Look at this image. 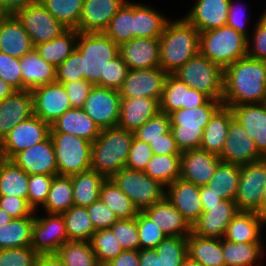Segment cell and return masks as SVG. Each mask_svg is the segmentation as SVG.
<instances>
[{"label": "cell", "instance_id": "obj_17", "mask_svg": "<svg viewBox=\"0 0 266 266\" xmlns=\"http://www.w3.org/2000/svg\"><path fill=\"white\" fill-rule=\"evenodd\" d=\"M219 158L224 163L237 165L249 164L264 159L256 148L253 139L235 118L229 124L227 138Z\"/></svg>", "mask_w": 266, "mask_h": 266}, {"label": "cell", "instance_id": "obj_75", "mask_svg": "<svg viewBox=\"0 0 266 266\" xmlns=\"http://www.w3.org/2000/svg\"><path fill=\"white\" fill-rule=\"evenodd\" d=\"M182 266H202L199 262L197 261H194L190 258H186L183 262V265Z\"/></svg>", "mask_w": 266, "mask_h": 266}, {"label": "cell", "instance_id": "obj_52", "mask_svg": "<svg viewBox=\"0 0 266 266\" xmlns=\"http://www.w3.org/2000/svg\"><path fill=\"white\" fill-rule=\"evenodd\" d=\"M171 130L170 117L159 112L134 132V137L142 142L151 144Z\"/></svg>", "mask_w": 266, "mask_h": 266}, {"label": "cell", "instance_id": "obj_72", "mask_svg": "<svg viewBox=\"0 0 266 266\" xmlns=\"http://www.w3.org/2000/svg\"><path fill=\"white\" fill-rule=\"evenodd\" d=\"M13 219L5 210L0 208V227L8 224Z\"/></svg>", "mask_w": 266, "mask_h": 266}, {"label": "cell", "instance_id": "obj_43", "mask_svg": "<svg viewBox=\"0 0 266 266\" xmlns=\"http://www.w3.org/2000/svg\"><path fill=\"white\" fill-rule=\"evenodd\" d=\"M34 216L13 219L0 227V250L30 247Z\"/></svg>", "mask_w": 266, "mask_h": 266}, {"label": "cell", "instance_id": "obj_62", "mask_svg": "<svg viewBox=\"0 0 266 266\" xmlns=\"http://www.w3.org/2000/svg\"><path fill=\"white\" fill-rule=\"evenodd\" d=\"M87 212L95 230L108 229L117 220V216L100 198L87 207Z\"/></svg>", "mask_w": 266, "mask_h": 266}, {"label": "cell", "instance_id": "obj_38", "mask_svg": "<svg viewBox=\"0 0 266 266\" xmlns=\"http://www.w3.org/2000/svg\"><path fill=\"white\" fill-rule=\"evenodd\" d=\"M77 37L76 29H67L51 41L35 45L34 49L43 60L57 68L76 49Z\"/></svg>", "mask_w": 266, "mask_h": 266}, {"label": "cell", "instance_id": "obj_32", "mask_svg": "<svg viewBox=\"0 0 266 266\" xmlns=\"http://www.w3.org/2000/svg\"><path fill=\"white\" fill-rule=\"evenodd\" d=\"M264 224L266 221L256 212L239 211L228 224L224 239L235 243H263Z\"/></svg>", "mask_w": 266, "mask_h": 266}, {"label": "cell", "instance_id": "obj_5", "mask_svg": "<svg viewBox=\"0 0 266 266\" xmlns=\"http://www.w3.org/2000/svg\"><path fill=\"white\" fill-rule=\"evenodd\" d=\"M199 53L223 69L247 57V37L232 27L200 32Z\"/></svg>", "mask_w": 266, "mask_h": 266}, {"label": "cell", "instance_id": "obj_61", "mask_svg": "<svg viewBox=\"0 0 266 266\" xmlns=\"http://www.w3.org/2000/svg\"><path fill=\"white\" fill-rule=\"evenodd\" d=\"M0 78L9 83L16 91H21L20 59L0 52Z\"/></svg>", "mask_w": 266, "mask_h": 266}, {"label": "cell", "instance_id": "obj_69", "mask_svg": "<svg viewBox=\"0 0 266 266\" xmlns=\"http://www.w3.org/2000/svg\"><path fill=\"white\" fill-rule=\"evenodd\" d=\"M38 0H4V9L10 14L14 15L17 11L28 7Z\"/></svg>", "mask_w": 266, "mask_h": 266}, {"label": "cell", "instance_id": "obj_25", "mask_svg": "<svg viewBox=\"0 0 266 266\" xmlns=\"http://www.w3.org/2000/svg\"><path fill=\"white\" fill-rule=\"evenodd\" d=\"M230 0H196L184 18L198 31H208L227 24Z\"/></svg>", "mask_w": 266, "mask_h": 266}, {"label": "cell", "instance_id": "obj_64", "mask_svg": "<svg viewBox=\"0 0 266 266\" xmlns=\"http://www.w3.org/2000/svg\"><path fill=\"white\" fill-rule=\"evenodd\" d=\"M72 108H82L93 84L87 80H77L63 84Z\"/></svg>", "mask_w": 266, "mask_h": 266}, {"label": "cell", "instance_id": "obj_76", "mask_svg": "<svg viewBox=\"0 0 266 266\" xmlns=\"http://www.w3.org/2000/svg\"><path fill=\"white\" fill-rule=\"evenodd\" d=\"M0 6L4 8V0H0Z\"/></svg>", "mask_w": 266, "mask_h": 266}, {"label": "cell", "instance_id": "obj_12", "mask_svg": "<svg viewBox=\"0 0 266 266\" xmlns=\"http://www.w3.org/2000/svg\"><path fill=\"white\" fill-rule=\"evenodd\" d=\"M50 125L36 115L17 124L0 143V158L10 160L16 153L44 141Z\"/></svg>", "mask_w": 266, "mask_h": 266}, {"label": "cell", "instance_id": "obj_7", "mask_svg": "<svg viewBox=\"0 0 266 266\" xmlns=\"http://www.w3.org/2000/svg\"><path fill=\"white\" fill-rule=\"evenodd\" d=\"M173 75L210 99L222 101L224 69L200 53L188 60Z\"/></svg>", "mask_w": 266, "mask_h": 266}, {"label": "cell", "instance_id": "obj_10", "mask_svg": "<svg viewBox=\"0 0 266 266\" xmlns=\"http://www.w3.org/2000/svg\"><path fill=\"white\" fill-rule=\"evenodd\" d=\"M14 16L28 33L34 46L49 42L68 29L39 1L17 11Z\"/></svg>", "mask_w": 266, "mask_h": 266}, {"label": "cell", "instance_id": "obj_56", "mask_svg": "<svg viewBox=\"0 0 266 266\" xmlns=\"http://www.w3.org/2000/svg\"><path fill=\"white\" fill-rule=\"evenodd\" d=\"M254 25L251 38H247V57L266 61V14L263 13Z\"/></svg>", "mask_w": 266, "mask_h": 266}, {"label": "cell", "instance_id": "obj_73", "mask_svg": "<svg viewBox=\"0 0 266 266\" xmlns=\"http://www.w3.org/2000/svg\"><path fill=\"white\" fill-rule=\"evenodd\" d=\"M260 216L266 221V186L264 187L262 202L260 205Z\"/></svg>", "mask_w": 266, "mask_h": 266}, {"label": "cell", "instance_id": "obj_59", "mask_svg": "<svg viewBox=\"0 0 266 266\" xmlns=\"http://www.w3.org/2000/svg\"><path fill=\"white\" fill-rule=\"evenodd\" d=\"M37 258L31 246L0 250V266H35Z\"/></svg>", "mask_w": 266, "mask_h": 266}, {"label": "cell", "instance_id": "obj_21", "mask_svg": "<svg viewBox=\"0 0 266 266\" xmlns=\"http://www.w3.org/2000/svg\"><path fill=\"white\" fill-rule=\"evenodd\" d=\"M220 162L219 156L201 149L183 151L181 153L180 179L197 186H205Z\"/></svg>", "mask_w": 266, "mask_h": 266}, {"label": "cell", "instance_id": "obj_16", "mask_svg": "<svg viewBox=\"0 0 266 266\" xmlns=\"http://www.w3.org/2000/svg\"><path fill=\"white\" fill-rule=\"evenodd\" d=\"M33 114L50 126L67 110L71 103L63 84L53 82L33 88Z\"/></svg>", "mask_w": 266, "mask_h": 266}, {"label": "cell", "instance_id": "obj_8", "mask_svg": "<svg viewBox=\"0 0 266 266\" xmlns=\"http://www.w3.org/2000/svg\"><path fill=\"white\" fill-rule=\"evenodd\" d=\"M59 176H71L91 169L92 143L68 133H50Z\"/></svg>", "mask_w": 266, "mask_h": 266}, {"label": "cell", "instance_id": "obj_55", "mask_svg": "<svg viewBox=\"0 0 266 266\" xmlns=\"http://www.w3.org/2000/svg\"><path fill=\"white\" fill-rule=\"evenodd\" d=\"M53 178V175H29L27 203L34 211L46 202Z\"/></svg>", "mask_w": 266, "mask_h": 266}, {"label": "cell", "instance_id": "obj_37", "mask_svg": "<svg viewBox=\"0 0 266 266\" xmlns=\"http://www.w3.org/2000/svg\"><path fill=\"white\" fill-rule=\"evenodd\" d=\"M165 16L149 5L134 2V38H160L169 21Z\"/></svg>", "mask_w": 266, "mask_h": 266}, {"label": "cell", "instance_id": "obj_58", "mask_svg": "<svg viewBox=\"0 0 266 266\" xmlns=\"http://www.w3.org/2000/svg\"><path fill=\"white\" fill-rule=\"evenodd\" d=\"M129 69L121 55L107 63L105 77H100V87L119 90L124 82Z\"/></svg>", "mask_w": 266, "mask_h": 266}, {"label": "cell", "instance_id": "obj_22", "mask_svg": "<svg viewBox=\"0 0 266 266\" xmlns=\"http://www.w3.org/2000/svg\"><path fill=\"white\" fill-rule=\"evenodd\" d=\"M186 258V237L167 236L154 249L139 250V266H182Z\"/></svg>", "mask_w": 266, "mask_h": 266}, {"label": "cell", "instance_id": "obj_53", "mask_svg": "<svg viewBox=\"0 0 266 266\" xmlns=\"http://www.w3.org/2000/svg\"><path fill=\"white\" fill-rule=\"evenodd\" d=\"M140 250L154 249L167 235L143 212L137 215Z\"/></svg>", "mask_w": 266, "mask_h": 266}, {"label": "cell", "instance_id": "obj_67", "mask_svg": "<svg viewBox=\"0 0 266 266\" xmlns=\"http://www.w3.org/2000/svg\"><path fill=\"white\" fill-rule=\"evenodd\" d=\"M103 266H139V250H124Z\"/></svg>", "mask_w": 266, "mask_h": 266}, {"label": "cell", "instance_id": "obj_13", "mask_svg": "<svg viewBox=\"0 0 266 266\" xmlns=\"http://www.w3.org/2000/svg\"><path fill=\"white\" fill-rule=\"evenodd\" d=\"M45 214H36L33 221L31 247L38 255L56 254L69 241L62 214Z\"/></svg>", "mask_w": 266, "mask_h": 266}, {"label": "cell", "instance_id": "obj_71", "mask_svg": "<svg viewBox=\"0 0 266 266\" xmlns=\"http://www.w3.org/2000/svg\"><path fill=\"white\" fill-rule=\"evenodd\" d=\"M15 91L9 83L0 78V101L11 96Z\"/></svg>", "mask_w": 266, "mask_h": 266}, {"label": "cell", "instance_id": "obj_57", "mask_svg": "<svg viewBox=\"0 0 266 266\" xmlns=\"http://www.w3.org/2000/svg\"><path fill=\"white\" fill-rule=\"evenodd\" d=\"M83 79L82 54L75 49L72 54L56 68V82L64 84Z\"/></svg>", "mask_w": 266, "mask_h": 266}, {"label": "cell", "instance_id": "obj_36", "mask_svg": "<svg viewBox=\"0 0 266 266\" xmlns=\"http://www.w3.org/2000/svg\"><path fill=\"white\" fill-rule=\"evenodd\" d=\"M233 118L232 109L223 105L204 128L200 149L220 156Z\"/></svg>", "mask_w": 266, "mask_h": 266}, {"label": "cell", "instance_id": "obj_15", "mask_svg": "<svg viewBox=\"0 0 266 266\" xmlns=\"http://www.w3.org/2000/svg\"><path fill=\"white\" fill-rule=\"evenodd\" d=\"M167 75L160 67L129 70L118 90L119 95L121 99L146 97L157 99L160 102Z\"/></svg>", "mask_w": 266, "mask_h": 266}, {"label": "cell", "instance_id": "obj_28", "mask_svg": "<svg viewBox=\"0 0 266 266\" xmlns=\"http://www.w3.org/2000/svg\"><path fill=\"white\" fill-rule=\"evenodd\" d=\"M129 70L159 67V38H133L119 46Z\"/></svg>", "mask_w": 266, "mask_h": 266}, {"label": "cell", "instance_id": "obj_46", "mask_svg": "<svg viewBox=\"0 0 266 266\" xmlns=\"http://www.w3.org/2000/svg\"><path fill=\"white\" fill-rule=\"evenodd\" d=\"M181 155H155L153 154L144 170L145 174L153 180L167 187L180 178Z\"/></svg>", "mask_w": 266, "mask_h": 266}, {"label": "cell", "instance_id": "obj_11", "mask_svg": "<svg viewBox=\"0 0 266 266\" xmlns=\"http://www.w3.org/2000/svg\"><path fill=\"white\" fill-rule=\"evenodd\" d=\"M266 186V158L241 165L240 181L235 202L239 211L256 212L260 216Z\"/></svg>", "mask_w": 266, "mask_h": 266}, {"label": "cell", "instance_id": "obj_33", "mask_svg": "<svg viewBox=\"0 0 266 266\" xmlns=\"http://www.w3.org/2000/svg\"><path fill=\"white\" fill-rule=\"evenodd\" d=\"M20 69L22 90L56 82V67L43 60L35 49L20 58Z\"/></svg>", "mask_w": 266, "mask_h": 266}, {"label": "cell", "instance_id": "obj_42", "mask_svg": "<svg viewBox=\"0 0 266 266\" xmlns=\"http://www.w3.org/2000/svg\"><path fill=\"white\" fill-rule=\"evenodd\" d=\"M29 175L11 160L0 158V195L28 197Z\"/></svg>", "mask_w": 266, "mask_h": 266}, {"label": "cell", "instance_id": "obj_24", "mask_svg": "<svg viewBox=\"0 0 266 266\" xmlns=\"http://www.w3.org/2000/svg\"><path fill=\"white\" fill-rule=\"evenodd\" d=\"M168 188V189H167ZM165 197L192 226L203 212L200 198V186L176 179L166 187Z\"/></svg>", "mask_w": 266, "mask_h": 266}, {"label": "cell", "instance_id": "obj_1", "mask_svg": "<svg viewBox=\"0 0 266 266\" xmlns=\"http://www.w3.org/2000/svg\"><path fill=\"white\" fill-rule=\"evenodd\" d=\"M223 105L266 102V61L245 57L224 68Z\"/></svg>", "mask_w": 266, "mask_h": 266}, {"label": "cell", "instance_id": "obj_41", "mask_svg": "<svg viewBox=\"0 0 266 266\" xmlns=\"http://www.w3.org/2000/svg\"><path fill=\"white\" fill-rule=\"evenodd\" d=\"M263 243H235L222 238V251L225 266H259L262 259Z\"/></svg>", "mask_w": 266, "mask_h": 266}, {"label": "cell", "instance_id": "obj_23", "mask_svg": "<svg viewBox=\"0 0 266 266\" xmlns=\"http://www.w3.org/2000/svg\"><path fill=\"white\" fill-rule=\"evenodd\" d=\"M127 0H84L77 31L104 32Z\"/></svg>", "mask_w": 266, "mask_h": 266}, {"label": "cell", "instance_id": "obj_18", "mask_svg": "<svg viewBox=\"0 0 266 266\" xmlns=\"http://www.w3.org/2000/svg\"><path fill=\"white\" fill-rule=\"evenodd\" d=\"M10 160L28 175H58L56 156L50 135L44 141L19 151Z\"/></svg>", "mask_w": 266, "mask_h": 266}, {"label": "cell", "instance_id": "obj_34", "mask_svg": "<svg viewBox=\"0 0 266 266\" xmlns=\"http://www.w3.org/2000/svg\"><path fill=\"white\" fill-rule=\"evenodd\" d=\"M34 49L28 33L14 15L0 25V52L15 58H22Z\"/></svg>", "mask_w": 266, "mask_h": 266}, {"label": "cell", "instance_id": "obj_19", "mask_svg": "<svg viewBox=\"0 0 266 266\" xmlns=\"http://www.w3.org/2000/svg\"><path fill=\"white\" fill-rule=\"evenodd\" d=\"M238 212L235 201L224 199L218 205L207 206L191 226V231L202 237L222 239L228 224Z\"/></svg>", "mask_w": 266, "mask_h": 266}, {"label": "cell", "instance_id": "obj_30", "mask_svg": "<svg viewBox=\"0 0 266 266\" xmlns=\"http://www.w3.org/2000/svg\"><path fill=\"white\" fill-rule=\"evenodd\" d=\"M143 212L167 235L187 237L191 226L181 213L164 197Z\"/></svg>", "mask_w": 266, "mask_h": 266}, {"label": "cell", "instance_id": "obj_35", "mask_svg": "<svg viewBox=\"0 0 266 266\" xmlns=\"http://www.w3.org/2000/svg\"><path fill=\"white\" fill-rule=\"evenodd\" d=\"M187 257L202 266H225L222 239L202 237L192 231L186 237Z\"/></svg>", "mask_w": 266, "mask_h": 266}, {"label": "cell", "instance_id": "obj_31", "mask_svg": "<svg viewBox=\"0 0 266 266\" xmlns=\"http://www.w3.org/2000/svg\"><path fill=\"white\" fill-rule=\"evenodd\" d=\"M50 128V133H68L82 137L91 143L99 137L101 131L82 108L67 110Z\"/></svg>", "mask_w": 266, "mask_h": 266}, {"label": "cell", "instance_id": "obj_50", "mask_svg": "<svg viewBox=\"0 0 266 266\" xmlns=\"http://www.w3.org/2000/svg\"><path fill=\"white\" fill-rule=\"evenodd\" d=\"M68 29H77L84 0H38Z\"/></svg>", "mask_w": 266, "mask_h": 266}, {"label": "cell", "instance_id": "obj_9", "mask_svg": "<svg viewBox=\"0 0 266 266\" xmlns=\"http://www.w3.org/2000/svg\"><path fill=\"white\" fill-rule=\"evenodd\" d=\"M110 179L130 198L138 211L147 209L165 197L166 187L144 171L124 167Z\"/></svg>", "mask_w": 266, "mask_h": 266}, {"label": "cell", "instance_id": "obj_74", "mask_svg": "<svg viewBox=\"0 0 266 266\" xmlns=\"http://www.w3.org/2000/svg\"><path fill=\"white\" fill-rule=\"evenodd\" d=\"M10 14L0 6V25L8 18Z\"/></svg>", "mask_w": 266, "mask_h": 266}, {"label": "cell", "instance_id": "obj_26", "mask_svg": "<svg viewBox=\"0 0 266 266\" xmlns=\"http://www.w3.org/2000/svg\"><path fill=\"white\" fill-rule=\"evenodd\" d=\"M33 114V98L30 90L15 91L0 101V143L19 123Z\"/></svg>", "mask_w": 266, "mask_h": 266}, {"label": "cell", "instance_id": "obj_48", "mask_svg": "<svg viewBox=\"0 0 266 266\" xmlns=\"http://www.w3.org/2000/svg\"><path fill=\"white\" fill-rule=\"evenodd\" d=\"M104 33L118 46L134 38V2L124 3Z\"/></svg>", "mask_w": 266, "mask_h": 266}, {"label": "cell", "instance_id": "obj_3", "mask_svg": "<svg viewBox=\"0 0 266 266\" xmlns=\"http://www.w3.org/2000/svg\"><path fill=\"white\" fill-rule=\"evenodd\" d=\"M134 133L120 127L102 129L92 143L91 169L110 178L125 167Z\"/></svg>", "mask_w": 266, "mask_h": 266}, {"label": "cell", "instance_id": "obj_70", "mask_svg": "<svg viewBox=\"0 0 266 266\" xmlns=\"http://www.w3.org/2000/svg\"><path fill=\"white\" fill-rule=\"evenodd\" d=\"M35 266H65L56 254L38 255Z\"/></svg>", "mask_w": 266, "mask_h": 266}, {"label": "cell", "instance_id": "obj_20", "mask_svg": "<svg viewBox=\"0 0 266 266\" xmlns=\"http://www.w3.org/2000/svg\"><path fill=\"white\" fill-rule=\"evenodd\" d=\"M210 98L203 92L190 88L173 74H168L160 100V112L169 115L178 109H194L204 105Z\"/></svg>", "mask_w": 266, "mask_h": 266}, {"label": "cell", "instance_id": "obj_51", "mask_svg": "<svg viewBox=\"0 0 266 266\" xmlns=\"http://www.w3.org/2000/svg\"><path fill=\"white\" fill-rule=\"evenodd\" d=\"M90 242L93 252L101 266L116 258L124 251L110 228L97 230L93 234Z\"/></svg>", "mask_w": 266, "mask_h": 266}, {"label": "cell", "instance_id": "obj_54", "mask_svg": "<svg viewBox=\"0 0 266 266\" xmlns=\"http://www.w3.org/2000/svg\"><path fill=\"white\" fill-rule=\"evenodd\" d=\"M110 229L124 250H140L137 216L131 219H118Z\"/></svg>", "mask_w": 266, "mask_h": 266}, {"label": "cell", "instance_id": "obj_44", "mask_svg": "<svg viewBox=\"0 0 266 266\" xmlns=\"http://www.w3.org/2000/svg\"><path fill=\"white\" fill-rule=\"evenodd\" d=\"M99 198L118 219H131L139 213L130 198L110 178L102 184Z\"/></svg>", "mask_w": 266, "mask_h": 266}, {"label": "cell", "instance_id": "obj_27", "mask_svg": "<svg viewBox=\"0 0 266 266\" xmlns=\"http://www.w3.org/2000/svg\"><path fill=\"white\" fill-rule=\"evenodd\" d=\"M234 118L255 142L259 153L266 158V102L236 105Z\"/></svg>", "mask_w": 266, "mask_h": 266}, {"label": "cell", "instance_id": "obj_68", "mask_svg": "<svg viewBox=\"0 0 266 266\" xmlns=\"http://www.w3.org/2000/svg\"><path fill=\"white\" fill-rule=\"evenodd\" d=\"M200 198L202 201V209L204 210L207 206L218 205L223 199L212 192V190L205 186H200Z\"/></svg>", "mask_w": 266, "mask_h": 266}, {"label": "cell", "instance_id": "obj_39", "mask_svg": "<svg viewBox=\"0 0 266 266\" xmlns=\"http://www.w3.org/2000/svg\"><path fill=\"white\" fill-rule=\"evenodd\" d=\"M70 177L73 185L74 205L80 207H89L99 199L101 186L107 179L92 169Z\"/></svg>", "mask_w": 266, "mask_h": 266}, {"label": "cell", "instance_id": "obj_40", "mask_svg": "<svg viewBox=\"0 0 266 266\" xmlns=\"http://www.w3.org/2000/svg\"><path fill=\"white\" fill-rule=\"evenodd\" d=\"M241 165L220 162L206 184L212 192L218 194L223 200L235 201L240 181Z\"/></svg>", "mask_w": 266, "mask_h": 266}, {"label": "cell", "instance_id": "obj_60", "mask_svg": "<svg viewBox=\"0 0 266 266\" xmlns=\"http://www.w3.org/2000/svg\"><path fill=\"white\" fill-rule=\"evenodd\" d=\"M152 156L153 152L150 144L134 137L125 167L136 171H144Z\"/></svg>", "mask_w": 266, "mask_h": 266}, {"label": "cell", "instance_id": "obj_14", "mask_svg": "<svg viewBox=\"0 0 266 266\" xmlns=\"http://www.w3.org/2000/svg\"><path fill=\"white\" fill-rule=\"evenodd\" d=\"M121 96L118 90L93 86L82 110L100 130L116 127L119 120Z\"/></svg>", "mask_w": 266, "mask_h": 266}, {"label": "cell", "instance_id": "obj_45", "mask_svg": "<svg viewBox=\"0 0 266 266\" xmlns=\"http://www.w3.org/2000/svg\"><path fill=\"white\" fill-rule=\"evenodd\" d=\"M74 205L70 176H54L47 200L42 206L45 213L62 214Z\"/></svg>", "mask_w": 266, "mask_h": 266}, {"label": "cell", "instance_id": "obj_29", "mask_svg": "<svg viewBox=\"0 0 266 266\" xmlns=\"http://www.w3.org/2000/svg\"><path fill=\"white\" fill-rule=\"evenodd\" d=\"M160 112V103L153 98L134 97L121 99L120 114L117 127L135 132L150 118Z\"/></svg>", "mask_w": 266, "mask_h": 266}, {"label": "cell", "instance_id": "obj_4", "mask_svg": "<svg viewBox=\"0 0 266 266\" xmlns=\"http://www.w3.org/2000/svg\"><path fill=\"white\" fill-rule=\"evenodd\" d=\"M222 106L221 100L209 99L202 106L182 108L169 114L171 132L181 152L200 149L204 128Z\"/></svg>", "mask_w": 266, "mask_h": 266}, {"label": "cell", "instance_id": "obj_6", "mask_svg": "<svg viewBox=\"0 0 266 266\" xmlns=\"http://www.w3.org/2000/svg\"><path fill=\"white\" fill-rule=\"evenodd\" d=\"M76 49L82 54L84 79L100 87L107 63L119 54V46L104 32H78Z\"/></svg>", "mask_w": 266, "mask_h": 266}, {"label": "cell", "instance_id": "obj_66", "mask_svg": "<svg viewBox=\"0 0 266 266\" xmlns=\"http://www.w3.org/2000/svg\"><path fill=\"white\" fill-rule=\"evenodd\" d=\"M152 152L155 155H181V151L178 148L171 130L162 136V138L150 144Z\"/></svg>", "mask_w": 266, "mask_h": 266}, {"label": "cell", "instance_id": "obj_49", "mask_svg": "<svg viewBox=\"0 0 266 266\" xmlns=\"http://www.w3.org/2000/svg\"><path fill=\"white\" fill-rule=\"evenodd\" d=\"M65 266H101L90 241L69 240L56 252Z\"/></svg>", "mask_w": 266, "mask_h": 266}, {"label": "cell", "instance_id": "obj_63", "mask_svg": "<svg viewBox=\"0 0 266 266\" xmlns=\"http://www.w3.org/2000/svg\"><path fill=\"white\" fill-rule=\"evenodd\" d=\"M0 208L5 210L12 218L20 219L26 216H35L34 211L24 198L0 195Z\"/></svg>", "mask_w": 266, "mask_h": 266}, {"label": "cell", "instance_id": "obj_65", "mask_svg": "<svg viewBox=\"0 0 266 266\" xmlns=\"http://www.w3.org/2000/svg\"><path fill=\"white\" fill-rule=\"evenodd\" d=\"M238 5H240V6H238ZM242 8L244 11V7L242 6V4H238V3H235L234 0H230L229 8H228L229 12H228L226 25L232 27L237 32L241 33L242 35H244L248 38V37H250L249 31H248L249 29H247V26L245 23V21H246L245 16L246 15L244 13L245 11L244 12L241 11Z\"/></svg>", "mask_w": 266, "mask_h": 266}, {"label": "cell", "instance_id": "obj_47", "mask_svg": "<svg viewBox=\"0 0 266 266\" xmlns=\"http://www.w3.org/2000/svg\"><path fill=\"white\" fill-rule=\"evenodd\" d=\"M69 240L91 241L96 232L87 212V207L73 205L62 213Z\"/></svg>", "mask_w": 266, "mask_h": 266}, {"label": "cell", "instance_id": "obj_2", "mask_svg": "<svg viewBox=\"0 0 266 266\" xmlns=\"http://www.w3.org/2000/svg\"><path fill=\"white\" fill-rule=\"evenodd\" d=\"M199 31L184 17L169 20L159 38V67L173 74L199 54Z\"/></svg>", "mask_w": 266, "mask_h": 266}]
</instances>
